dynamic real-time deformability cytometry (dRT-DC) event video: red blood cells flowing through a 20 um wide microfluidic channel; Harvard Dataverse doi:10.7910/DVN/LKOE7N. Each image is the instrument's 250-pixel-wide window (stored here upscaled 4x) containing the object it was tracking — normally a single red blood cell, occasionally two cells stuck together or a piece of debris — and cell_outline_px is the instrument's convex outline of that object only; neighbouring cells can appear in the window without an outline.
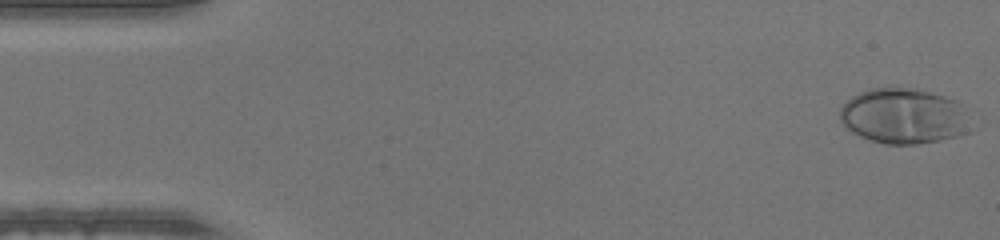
{"species": "human", "species_latin": "Homo sapiens", "temperature_condition": "warm", "stored_images_in_passage": 49, "camera_frame_rate_fps": 3000, "um_per_image_px": 0.085, "donor": {"sex": "male"}, "frame": {"image": 1, "passage_image": 1, "time_ms": 0.0, "image_size_px": [1000, 240], "cell_outline_px": [[972, 132], [940, 140], [916, 144], [884, 144], [860, 136], [844, 128], [840, 120], [840, 108], [852, 96], [860, 92], [872, 88], [916, 88], [944, 96], [956, 100], [964, 104]], "centroid_in_image_um": [76.85, 9.87], "position_along_channel_um": 8.2, "area_um2": 42.6}}
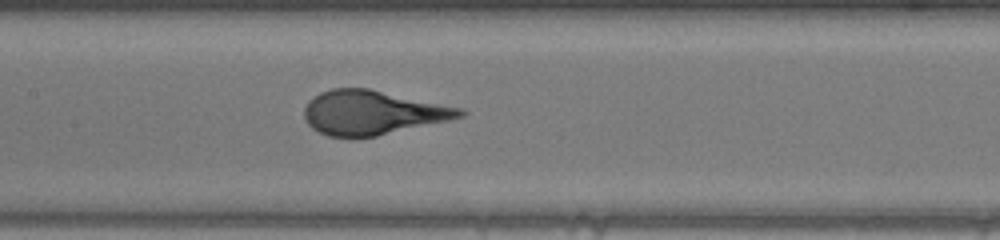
{"frame": {"image": 2, "passage_image": 23, "time_ms": 7.333, "image_size_px": [1000, 240], "cell_outline_px": [[468, 112], [464, 116], [448, 120], [376, 136], [328, 136], [312, 128], [308, 124], [304, 116], [304, 108], [308, 100], [320, 92], [332, 88], [368, 88], [464, 108]], "centroid_in_image_um": [31.67, 9.55], "position_along_channel_um": 175.7, "area_um2": 39.88}}
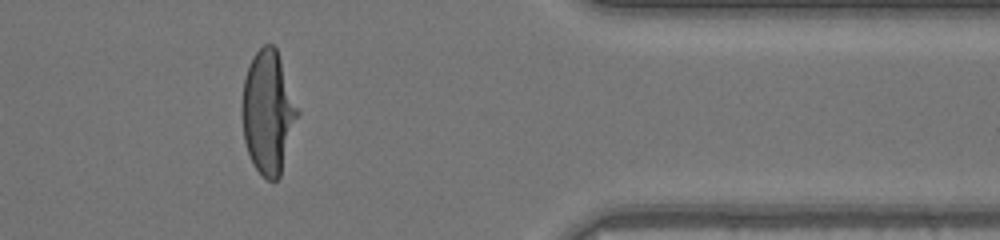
{"frame": {"image": 3, "passage_image": 40, "time_ms": 13.0, "image_size_px": [1000, 240], "cell_outline_px": [[300, 112], [280, 176], [276, 180], [268, 180], [252, 164], [244, 140], [240, 112], [240, 104], [244, 76], [248, 64], [252, 56], [264, 44], [272, 44], [276, 48]], "centroid_in_image_um": [22.76, 9.52], "position_along_channel_um": 388.6, "area_um2": 40.23}}